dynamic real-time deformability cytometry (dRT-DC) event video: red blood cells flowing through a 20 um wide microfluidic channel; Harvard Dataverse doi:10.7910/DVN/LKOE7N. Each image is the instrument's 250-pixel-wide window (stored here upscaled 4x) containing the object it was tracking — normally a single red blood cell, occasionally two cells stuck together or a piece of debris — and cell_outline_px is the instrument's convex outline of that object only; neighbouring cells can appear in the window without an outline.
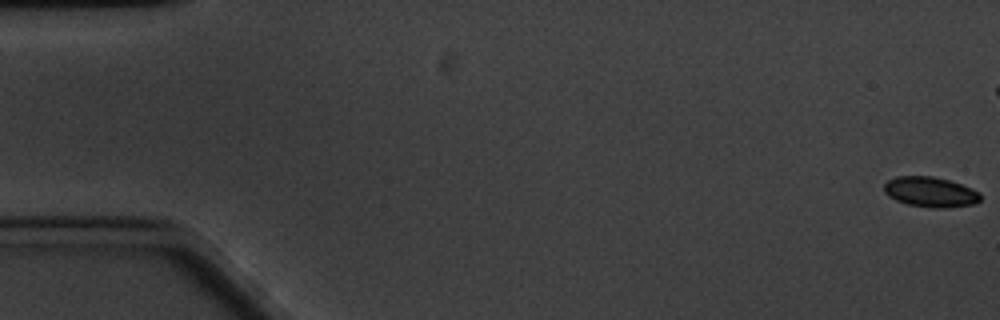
{"species": "common noctule bat (a hibernating species)", "species_latin": "Nyctalus noctula", "temperature_condition": "cold", "stored_images_in_passage": 63, "camera_frame_rate_fps": 3000, "um_per_image_px": 0.085, "animal": {"sex": "male", "body_mass_g": 20.1, "forearm_length_mm": 53.5}, "frame": {"image": 1, "passage_image": 1, "time_ms": 0.0, "image_size_px": [1000, 320], "cell_outline_px": [[980, 200], [976, 204], [944, 208], [932, 208], [908, 204], [896, 200], [888, 196], [884, 192], [884, 184], [888, 180], [896, 176], [932, 176], [948, 180], [972, 188], [980, 192]], "centroid_in_image_um": [79.08, 16.32], "position_along_channel_um": 5.9, "area_um2": 16.99}}
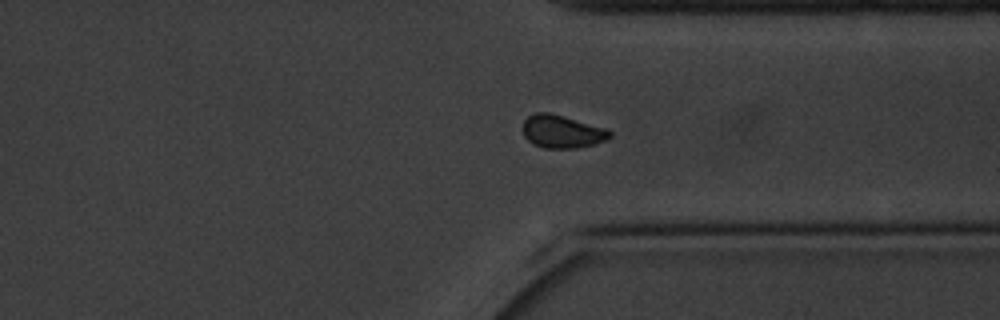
{"frame": {"image": 2, "passage_image": 47, "time_ms": 15.333, "image_size_px": [1000, 320], "cell_outline_px": [[612, 136], [604, 140], [592, 144], [576, 148], [544, 148], [532, 144], [524, 136], [524, 120], [528, 116], [536, 112], [548, 112], [564, 116], [604, 128], [612, 132]], "centroid_in_image_um": [47.74, 11.18], "position_along_channel_um": 363.7, "area_um2": 16.47}}
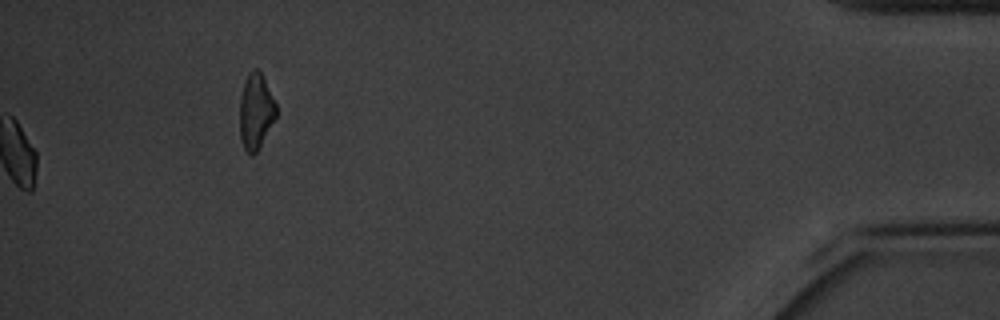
{"frame": {"image": 3, "passage_image": 63, "time_ms": 20.667, "image_size_px": [1000, 320], "cell_outline_px": [[276, 116], [256, 152], [252, 156], [244, 148], [240, 140], [240, 100], [244, 84], [248, 72], [252, 68], [256, 68], [260, 72], [276, 104]], "centroid_in_image_um": [21.72, 9.46], "position_along_channel_um": 413.5, "area_um2": 15.66}}